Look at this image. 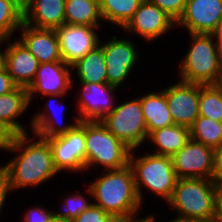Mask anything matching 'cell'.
Masks as SVG:
<instances>
[{"label": "cell", "mask_w": 222, "mask_h": 222, "mask_svg": "<svg viewBox=\"0 0 222 222\" xmlns=\"http://www.w3.org/2000/svg\"><path fill=\"white\" fill-rule=\"evenodd\" d=\"M35 138L36 136L29 139L27 133L16 135L12 146L7 150L19 152L4 166L11 190L43 184L59 173L49 142L40 137L36 142L32 141Z\"/></svg>", "instance_id": "obj_1"}, {"label": "cell", "mask_w": 222, "mask_h": 222, "mask_svg": "<svg viewBox=\"0 0 222 222\" xmlns=\"http://www.w3.org/2000/svg\"><path fill=\"white\" fill-rule=\"evenodd\" d=\"M105 171L102 177L88 186V193L97 201L93 204L115 217L136 215L141 202L131 167L127 165L122 169Z\"/></svg>", "instance_id": "obj_2"}, {"label": "cell", "mask_w": 222, "mask_h": 222, "mask_svg": "<svg viewBox=\"0 0 222 222\" xmlns=\"http://www.w3.org/2000/svg\"><path fill=\"white\" fill-rule=\"evenodd\" d=\"M220 189L211 179L178 178L167 202L179 217L213 219Z\"/></svg>", "instance_id": "obj_3"}, {"label": "cell", "mask_w": 222, "mask_h": 222, "mask_svg": "<svg viewBox=\"0 0 222 222\" xmlns=\"http://www.w3.org/2000/svg\"><path fill=\"white\" fill-rule=\"evenodd\" d=\"M135 151H130L128 165L133 171L140 202L142 203L143 199L140 186L144 185L149 191L165 199L167 203L173 195L178 179L174 171L172 157L152 153L135 158Z\"/></svg>", "instance_id": "obj_4"}, {"label": "cell", "mask_w": 222, "mask_h": 222, "mask_svg": "<svg viewBox=\"0 0 222 222\" xmlns=\"http://www.w3.org/2000/svg\"><path fill=\"white\" fill-rule=\"evenodd\" d=\"M193 41L180 64L181 81L215 85L222 74L217 56V45L211 34L190 33Z\"/></svg>", "instance_id": "obj_5"}, {"label": "cell", "mask_w": 222, "mask_h": 222, "mask_svg": "<svg viewBox=\"0 0 222 222\" xmlns=\"http://www.w3.org/2000/svg\"><path fill=\"white\" fill-rule=\"evenodd\" d=\"M86 169L94 164L118 170L129 164L130 149L101 123L85 121Z\"/></svg>", "instance_id": "obj_6"}, {"label": "cell", "mask_w": 222, "mask_h": 222, "mask_svg": "<svg viewBox=\"0 0 222 222\" xmlns=\"http://www.w3.org/2000/svg\"><path fill=\"white\" fill-rule=\"evenodd\" d=\"M101 123L130 150L139 148L148 139L140 98L115 105Z\"/></svg>", "instance_id": "obj_7"}, {"label": "cell", "mask_w": 222, "mask_h": 222, "mask_svg": "<svg viewBox=\"0 0 222 222\" xmlns=\"http://www.w3.org/2000/svg\"><path fill=\"white\" fill-rule=\"evenodd\" d=\"M49 142L57 171L86 170L85 121H80L66 134L43 138Z\"/></svg>", "instance_id": "obj_8"}, {"label": "cell", "mask_w": 222, "mask_h": 222, "mask_svg": "<svg viewBox=\"0 0 222 222\" xmlns=\"http://www.w3.org/2000/svg\"><path fill=\"white\" fill-rule=\"evenodd\" d=\"M177 178H214V148L190 138L173 156Z\"/></svg>", "instance_id": "obj_9"}, {"label": "cell", "mask_w": 222, "mask_h": 222, "mask_svg": "<svg viewBox=\"0 0 222 222\" xmlns=\"http://www.w3.org/2000/svg\"><path fill=\"white\" fill-rule=\"evenodd\" d=\"M103 43V56L106 65L107 83L120 87L134 68L139 55L129 39H116Z\"/></svg>", "instance_id": "obj_10"}, {"label": "cell", "mask_w": 222, "mask_h": 222, "mask_svg": "<svg viewBox=\"0 0 222 222\" xmlns=\"http://www.w3.org/2000/svg\"><path fill=\"white\" fill-rule=\"evenodd\" d=\"M99 26L63 24L55 28L58 38L60 53L67 65H73L88 52L99 45L97 29Z\"/></svg>", "instance_id": "obj_11"}, {"label": "cell", "mask_w": 222, "mask_h": 222, "mask_svg": "<svg viewBox=\"0 0 222 222\" xmlns=\"http://www.w3.org/2000/svg\"><path fill=\"white\" fill-rule=\"evenodd\" d=\"M162 91L174 124L190 128L199 116L200 84L180 81Z\"/></svg>", "instance_id": "obj_12"}, {"label": "cell", "mask_w": 222, "mask_h": 222, "mask_svg": "<svg viewBox=\"0 0 222 222\" xmlns=\"http://www.w3.org/2000/svg\"><path fill=\"white\" fill-rule=\"evenodd\" d=\"M64 61L40 63L36 76L27 88L28 98L31 103L34 93L43 96L62 97L72 86L70 69Z\"/></svg>", "instance_id": "obj_13"}, {"label": "cell", "mask_w": 222, "mask_h": 222, "mask_svg": "<svg viewBox=\"0 0 222 222\" xmlns=\"http://www.w3.org/2000/svg\"><path fill=\"white\" fill-rule=\"evenodd\" d=\"M173 25L176 26V21L172 17L150 0H143L123 29L151 41L164 35Z\"/></svg>", "instance_id": "obj_14"}, {"label": "cell", "mask_w": 222, "mask_h": 222, "mask_svg": "<svg viewBox=\"0 0 222 222\" xmlns=\"http://www.w3.org/2000/svg\"><path fill=\"white\" fill-rule=\"evenodd\" d=\"M222 20V0H187L183 15L176 22L189 33L211 34Z\"/></svg>", "instance_id": "obj_15"}, {"label": "cell", "mask_w": 222, "mask_h": 222, "mask_svg": "<svg viewBox=\"0 0 222 222\" xmlns=\"http://www.w3.org/2000/svg\"><path fill=\"white\" fill-rule=\"evenodd\" d=\"M78 99L79 121H101L115 108L112 93L117 88L108 83H84Z\"/></svg>", "instance_id": "obj_16"}, {"label": "cell", "mask_w": 222, "mask_h": 222, "mask_svg": "<svg viewBox=\"0 0 222 222\" xmlns=\"http://www.w3.org/2000/svg\"><path fill=\"white\" fill-rule=\"evenodd\" d=\"M20 42L35 56L39 63L63 61L54 29L35 28L25 23L21 28Z\"/></svg>", "instance_id": "obj_17"}, {"label": "cell", "mask_w": 222, "mask_h": 222, "mask_svg": "<svg viewBox=\"0 0 222 222\" xmlns=\"http://www.w3.org/2000/svg\"><path fill=\"white\" fill-rule=\"evenodd\" d=\"M5 49L4 66L13 82L28 88L36 76L39 61L18 39L10 42Z\"/></svg>", "instance_id": "obj_18"}, {"label": "cell", "mask_w": 222, "mask_h": 222, "mask_svg": "<svg viewBox=\"0 0 222 222\" xmlns=\"http://www.w3.org/2000/svg\"><path fill=\"white\" fill-rule=\"evenodd\" d=\"M65 1L26 0L23 3L24 23L35 28L61 27L65 24Z\"/></svg>", "instance_id": "obj_19"}, {"label": "cell", "mask_w": 222, "mask_h": 222, "mask_svg": "<svg viewBox=\"0 0 222 222\" xmlns=\"http://www.w3.org/2000/svg\"><path fill=\"white\" fill-rule=\"evenodd\" d=\"M29 105L27 88L17 86L13 91L0 96V120L17 135L26 134L25 127L16 118H19Z\"/></svg>", "instance_id": "obj_20"}, {"label": "cell", "mask_w": 222, "mask_h": 222, "mask_svg": "<svg viewBox=\"0 0 222 222\" xmlns=\"http://www.w3.org/2000/svg\"><path fill=\"white\" fill-rule=\"evenodd\" d=\"M148 135L159 128L174 125L165 93L161 90L140 98Z\"/></svg>", "instance_id": "obj_21"}, {"label": "cell", "mask_w": 222, "mask_h": 222, "mask_svg": "<svg viewBox=\"0 0 222 222\" xmlns=\"http://www.w3.org/2000/svg\"><path fill=\"white\" fill-rule=\"evenodd\" d=\"M148 139L158 146L153 154L172 157L190 140V129L174 124L152 131Z\"/></svg>", "instance_id": "obj_22"}, {"label": "cell", "mask_w": 222, "mask_h": 222, "mask_svg": "<svg viewBox=\"0 0 222 222\" xmlns=\"http://www.w3.org/2000/svg\"><path fill=\"white\" fill-rule=\"evenodd\" d=\"M71 67L76 69L79 82L107 83L106 65L100 43Z\"/></svg>", "instance_id": "obj_23"}, {"label": "cell", "mask_w": 222, "mask_h": 222, "mask_svg": "<svg viewBox=\"0 0 222 222\" xmlns=\"http://www.w3.org/2000/svg\"><path fill=\"white\" fill-rule=\"evenodd\" d=\"M102 19L99 0H66L65 23L99 26Z\"/></svg>", "instance_id": "obj_24"}, {"label": "cell", "mask_w": 222, "mask_h": 222, "mask_svg": "<svg viewBox=\"0 0 222 222\" xmlns=\"http://www.w3.org/2000/svg\"><path fill=\"white\" fill-rule=\"evenodd\" d=\"M143 0H99L103 20L114 23L122 29L133 17Z\"/></svg>", "instance_id": "obj_25"}, {"label": "cell", "mask_w": 222, "mask_h": 222, "mask_svg": "<svg viewBox=\"0 0 222 222\" xmlns=\"http://www.w3.org/2000/svg\"><path fill=\"white\" fill-rule=\"evenodd\" d=\"M190 129V138L206 146L217 148L222 144V122L198 116Z\"/></svg>", "instance_id": "obj_26"}, {"label": "cell", "mask_w": 222, "mask_h": 222, "mask_svg": "<svg viewBox=\"0 0 222 222\" xmlns=\"http://www.w3.org/2000/svg\"><path fill=\"white\" fill-rule=\"evenodd\" d=\"M23 23V3L20 0H0V37L9 39Z\"/></svg>", "instance_id": "obj_27"}, {"label": "cell", "mask_w": 222, "mask_h": 222, "mask_svg": "<svg viewBox=\"0 0 222 222\" xmlns=\"http://www.w3.org/2000/svg\"><path fill=\"white\" fill-rule=\"evenodd\" d=\"M55 101V100H54ZM51 103V102H50ZM50 103L48 102L46 104V111L43 113L39 112L36 113V115L33 116V119L31 120V128H32V134H34L37 137L40 138H53L57 136H61L66 134L69 130H71L76 124H78L80 121L78 120L77 116H75V124H67V125H59L57 124L52 118V115H48L47 109L52 108V105L50 106ZM52 110V109H51ZM55 110V109H54ZM56 111V110H55ZM51 117V118H50Z\"/></svg>", "instance_id": "obj_28"}, {"label": "cell", "mask_w": 222, "mask_h": 222, "mask_svg": "<svg viewBox=\"0 0 222 222\" xmlns=\"http://www.w3.org/2000/svg\"><path fill=\"white\" fill-rule=\"evenodd\" d=\"M199 115L222 122V92L216 85H201L199 91Z\"/></svg>", "instance_id": "obj_29"}, {"label": "cell", "mask_w": 222, "mask_h": 222, "mask_svg": "<svg viewBox=\"0 0 222 222\" xmlns=\"http://www.w3.org/2000/svg\"><path fill=\"white\" fill-rule=\"evenodd\" d=\"M63 211L60 213L53 212V218L71 222L77 218L84 210H86L92 203L87 202V199L81 194L70 195L64 199Z\"/></svg>", "instance_id": "obj_30"}, {"label": "cell", "mask_w": 222, "mask_h": 222, "mask_svg": "<svg viewBox=\"0 0 222 222\" xmlns=\"http://www.w3.org/2000/svg\"><path fill=\"white\" fill-rule=\"evenodd\" d=\"M115 220L114 215L106 213L102 208L92 203L71 222H115Z\"/></svg>", "instance_id": "obj_31"}, {"label": "cell", "mask_w": 222, "mask_h": 222, "mask_svg": "<svg viewBox=\"0 0 222 222\" xmlns=\"http://www.w3.org/2000/svg\"><path fill=\"white\" fill-rule=\"evenodd\" d=\"M160 9L166 12L176 22L183 15L187 0H150Z\"/></svg>", "instance_id": "obj_32"}, {"label": "cell", "mask_w": 222, "mask_h": 222, "mask_svg": "<svg viewBox=\"0 0 222 222\" xmlns=\"http://www.w3.org/2000/svg\"><path fill=\"white\" fill-rule=\"evenodd\" d=\"M23 219L24 222H50L53 219V211L48 212L41 207L28 209Z\"/></svg>", "instance_id": "obj_33"}, {"label": "cell", "mask_w": 222, "mask_h": 222, "mask_svg": "<svg viewBox=\"0 0 222 222\" xmlns=\"http://www.w3.org/2000/svg\"><path fill=\"white\" fill-rule=\"evenodd\" d=\"M16 133L0 120V150H8L16 137Z\"/></svg>", "instance_id": "obj_34"}, {"label": "cell", "mask_w": 222, "mask_h": 222, "mask_svg": "<svg viewBox=\"0 0 222 222\" xmlns=\"http://www.w3.org/2000/svg\"><path fill=\"white\" fill-rule=\"evenodd\" d=\"M214 183L222 190V144L214 149Z\"/></svg>", "instance_id": "obj_35"}, {"label": "cell", "mask_w": 222, "mask_h": 222, "mask_svg": "<svg viewBox=\"0 0 222 222\" xmlns=\"http://www.w3.org/2000/svg\"><path fill=\"white\" fill-rule=\"evenodd\" d=\"M8 191L11 192L9 176L5 167L2 165L0 167V211H2L6 196L9 193Z\"/></svg>", "instance_id": "obj_36"}, {"label": "cell", "mask_w": 222, "mask_h": 222, "mask_svg": "<svg viewBox=\"0 0 222 222\" xmlns=\"http://www.w3.org/2000/svg\"><path fill=\"white\" fill-rule=\"evenodd\" d=\"M17 85L13 82L5 66L0 69V96L13 91Z\"/></svg>", "instance_id": "obj_37"}, {"label": "cell", "mask_w": 222, "mask_h": 222, "mask_svg": "<svg viewBox=\"0 0 222 222\" xmlns=\"http://www.w3.org/2000/svg\"><path fill=\"white\" fill-rule=\"evenodd\" d=\"M213 222H222V190L219 191L216 198V208L213 216Z\"/></svg>", "instance_id": "obj_38"}, {"label": "cell", "mask_w": 222, "mask_h": 222, "mask_svg": "<svg viewBox=\"0 0 222 222\" xmlns=\"http://www.w3.org/2000/svg\"><path fill=\"white\" fill-rule=\"evenodd\" d=\"M134 215H131V216H124V217H116V220L115 222H149L154 216L151 215V216H147V217H144L143 219H135Z\"/></svg>", "instance_id": "obj_39"}, {"label": "cell", "mask_w": 222, "mask_h": 222, "mask_svg": "<svg viewBox=\"0 0 222 222\" xmlns=\"http://www.w3.org/2000/svg\"><path fill=\"white\" fill-rule=\"evenodd\" d=\"M169 222H213V219H195V218H184L177 216L176 219H173Z\"/></svg>", "instance_id": "obj_40"}, {"label": "cell", "mask_w": 222, "mask_h": 222, "mask_svg": "<svg viewBox=\"0 0 222 222\" xmlns=\"http://www.w3.org/2000/svg\"><path fill=\"white\" fill-rule=\"evenodd\" d=\"M216 42H222V20L211 33Z\"/></svg>", "instance_id": "obj_41"}, {"label": "cell", "mask_w": 222, "mask_h": 222, "mask_svg": "<svg viewBox=\"0 0 222 222\" xmlns=\"http://www.w3.org/2000/svg\"><path fill=\"white\" fill-rule=\"evenodd\" d=\"M10 39H5L0 37V45L2 42L9 41ZM5 62V50L2 52L0 51V69L4 67Z\"/></svg>", "instance_id": "obj_42"}, {"label": "cell", "mask_w": 222, "mask_h": 222, "mask_svg": "<svg viewBox=\"0 0 222 222\" xmlns=\"http://www.w3.org/2000/svg\"><path fill=\"white\" fill-rule=\"evenodd\" d=\"M217 45V56L220 66L222 67V42H216Z\"/></svg>", "instance_id": "obj_43"}, {"label": "cell", "mask_w": 222, "mask_h": 222, "mask_svg": "<svg viewBox=\"0 0 222 222\" xmlns=\"http://www.w3.org/2000/svg\"><path fill=\"white\" fill-rule=\"evenodd\" d=\"M215 85L222 92V74L218 77V80Z\"/></svg>", "instance_id": "obj_44"}, {"label": "cell", "mask_w": 222, "mask_h": 222, "mask_svg": "<svg viewBox=\"0 0 222 222\" xmlns=\"http://www.w3.org/2000/svg\"><path fill=\"white\" fill-rule=\"evenodd\" d=\"M50 222H66L65 220H59V219H52Z\"/></svg>", "instance_id": "obj_45"}, {"label": "cell", "mask_w": 222, "mask_h": 222, "mask_svg": "<svg viewBox=\"0 0 222 222\" xmlns=\"http://www.w3.org/2000/svg\"><path fill=\"white\" fill-rule=\"evenodd\" d=\"M149 222H155V217H153Z\"/></svg>", "instance_id": "obj_46"}]
</instances>
